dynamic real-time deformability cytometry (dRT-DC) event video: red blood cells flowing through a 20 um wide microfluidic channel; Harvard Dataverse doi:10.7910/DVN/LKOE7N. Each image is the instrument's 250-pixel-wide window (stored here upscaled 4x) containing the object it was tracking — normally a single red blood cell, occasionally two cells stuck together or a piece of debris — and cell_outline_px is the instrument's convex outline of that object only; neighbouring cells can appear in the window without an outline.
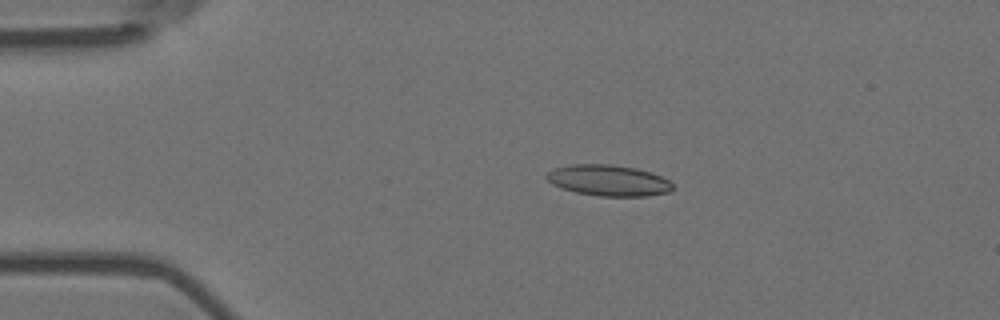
{"species": "Egyptian fruit bat (a non-hibernating species)", "species_latin": "Rousettus aegyptiacus", "temperature_condition": "room temperature", "stored_images_in_passage": 6, "camera_frame_rate_fps": 3000, "um_per_image_px": 0.085, "animal": {"sex": "female"}, "frame": {"image": 1, "passage_image": 4, "time_ms": 1.0, "image_size_px": [1000, 320], "cell_outline_px": [[672, 188], [668, 192], [648, 196], [596, 196], [576, 192], [560, 188], [552, 184], [544, 176], [548, 172], [556, 168], [572, 164], [612, 164], [636, 168], [652, 172], [668, 180], [672, 184]], "centroid_in_image_um": [51.7, 15.33], "position_along_channel_um": 33.3, "area_um2": 22.83}}
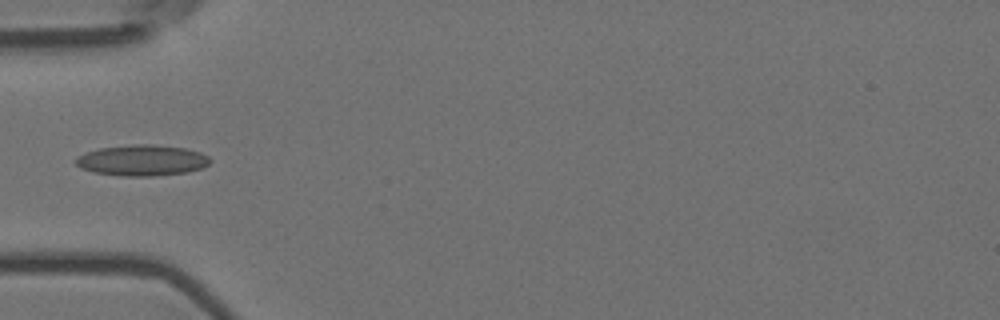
{"frame": {"image": 2, "passage_image": 6, "time_ms": 1.667, "image_size_px": [1000, 320], "cell_outline_px": [[212, 160], [204, 168], [188, 172], [152, 176], [120, 176], [92, 172], [80, 168], [72, 160], [76, 156], [84, 152], [100, 148], [136, 144], [148, 144], [184, 148], [200, 152], [208, 156]], "centroid_in_image_um": [12.04, 13.64], "position_along_channel_um": 73.0, "area_um2": 24.45}}